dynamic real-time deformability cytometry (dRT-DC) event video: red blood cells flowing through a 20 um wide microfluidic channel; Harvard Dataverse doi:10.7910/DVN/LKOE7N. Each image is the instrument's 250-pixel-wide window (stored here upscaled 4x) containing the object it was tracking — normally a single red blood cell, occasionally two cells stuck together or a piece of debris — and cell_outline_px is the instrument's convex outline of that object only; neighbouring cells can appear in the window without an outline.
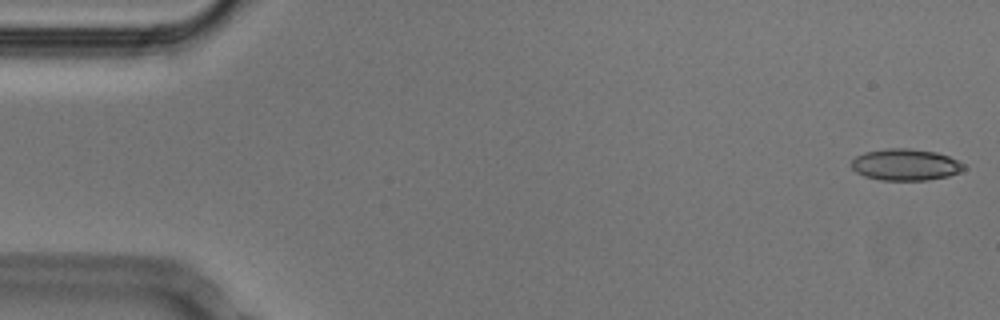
{"species": "Egyptian fruit bat (a non-hibernating species)", "species_latin": "Rousettus aegyptiacus", "temperature_condition": "cold", "stored_images_in_passage": 30, "camera_frame_rate_fps": 3000, "um_per_image_px": 0.085, "animal": {"sex": "male"}, "frame": {"image": 1, "passage_image": 1, "time_ms": 0.0, "image_size_px": [1000, 320], "cell_outline_px": [[964, 168], [960, 172], [948, 176], [928, 180], [880, 180], [864, 176], [856, 172], [852, 168], [852, 160], [856, 156], [864, 152], [884, 148], [908, 148], [936, 152], [948, 156], [964, 164]], "centroid_in_image_um": [76.94, 13.99], "position_along_channel_um": 8.1, "area_um2": 20.69}}
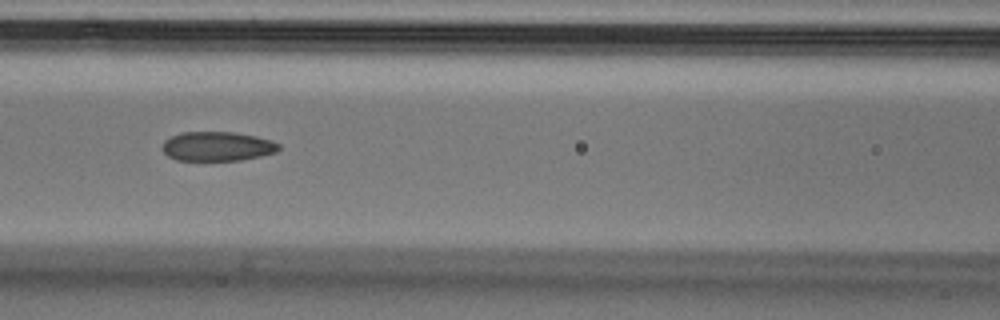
{"frame": {"image": 2, "passage_image": 22, "time_ms": 7.0, "image_size_px": [1000, 320], "cell_outline_px": [[280, 148], [276, 152], [260, 156], [240, 160], [176, 160], [168, 156], [160, 148], [164, 140], [180, 132], [232, 132], [256, 136], [272, 140], [280, 144]], "centroid_in_image_um": [18.45, 12.43], "position_along_channel_um": 148.1, "area_um2": 20.0}}
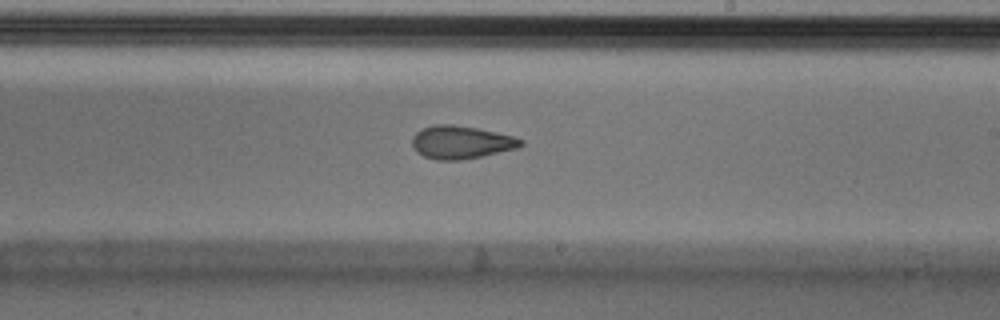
{"frame": {"image": 3, "passage_image": 30, "time_ms": 9.667, "image_size_px": [1000, 320], "cell_outline_px": [[524, 144], [516, 148], [480, 156], [460, 160], [436, 160], [424, 156], [416, 152], [412, 144], [412, 136], [416, 132], [424, 128], [436, 124], [452, 124], [476, 128], [496, 132], [512, 136], [524, 140]], "centroid_in_image_um": [39.16, 12.09], "position_along_channel_um": 249.8, "area_um2": 20.69}}